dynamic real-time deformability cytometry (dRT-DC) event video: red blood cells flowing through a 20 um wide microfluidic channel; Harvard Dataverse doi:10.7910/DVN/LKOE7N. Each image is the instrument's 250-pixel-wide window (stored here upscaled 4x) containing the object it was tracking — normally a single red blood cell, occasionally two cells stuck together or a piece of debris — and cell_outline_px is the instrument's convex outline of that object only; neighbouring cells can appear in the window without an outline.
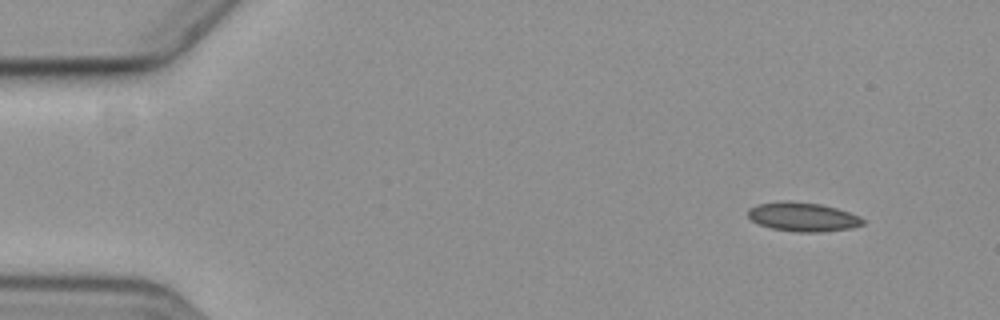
{"species": "common noctule bat (a hibernating species)", "species_latin": "Nyctalus noctula", "temperature_condition": "cold", "stored_images_in_passage": 2, "camera_frame_rate_fps": 3000, "um_per_image_px": 0.085, "animal": {"sex": "female", "body_mass_g": 19.3, "forearm_length_mm": 54.1}, "frame": {"image": 1, "passage_image": 2, "time_ms": 2.333, "image_size_px": [1000, 320], "cell_outline_px": [[864, 224], [852, 228], [824, 232], [796, 232], [772, 228], [756, 224], [748, 216], [748, 208], [756, 204], [820, 204], [836, 208], [860, 216], [864, 220]], "centroid_in_image_um": [68.29, 18.5], "position_along_channel_um": 16.7, "area_um2": 18.67}}